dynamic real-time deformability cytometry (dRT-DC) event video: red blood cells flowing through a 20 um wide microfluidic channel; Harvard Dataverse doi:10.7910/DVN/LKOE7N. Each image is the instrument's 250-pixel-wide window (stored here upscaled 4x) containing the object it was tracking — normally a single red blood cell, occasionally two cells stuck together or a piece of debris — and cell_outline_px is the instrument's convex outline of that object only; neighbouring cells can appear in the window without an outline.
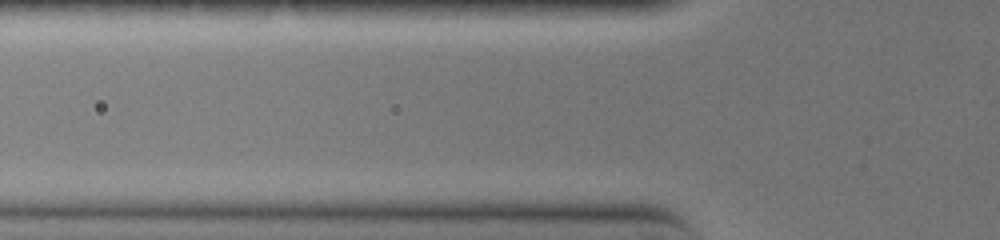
{"species": "common noctule bat (a hibernating species)", "species_latin": "Nyctalus noctula", "temperature_condition": "warm", "stored_images_in_passage": 4, "camera_frame_rate_fps": 3000, "um_per_image_px": 0.085, "animal": {"sex": "female", "body_mass_g": 19.0, "forearm_length_mm": 51.5}, "frame": {"image": 1, "passage_image": 3, "time_ms": 0.667, "image_size_px": [1000, 240], "cell_outline_px": [[648, 172], [480, 168], [472, 164], [468, 160], [484, 156], [600, 156], [648, 164]], "centroid_in_image_um": [47.56, 13.89], "position_along_channel_um": 78.2, "area_um2": 16.13}}